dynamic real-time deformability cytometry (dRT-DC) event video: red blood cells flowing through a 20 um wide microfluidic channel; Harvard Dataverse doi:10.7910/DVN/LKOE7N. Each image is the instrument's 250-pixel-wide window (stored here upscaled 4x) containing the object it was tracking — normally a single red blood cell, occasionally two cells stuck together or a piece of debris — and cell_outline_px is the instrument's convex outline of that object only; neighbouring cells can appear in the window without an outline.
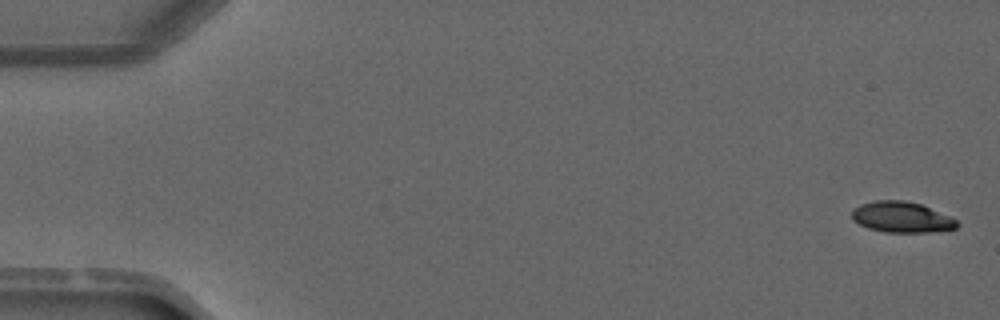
{"species": "common noctule bat (a hibernating species)", "species_latin": "Nyctalus noctula", "temperature_condition": "warm", "stored_images_in_passage": 4, "camera_frame_rate_fps": 3000, "um_per_image_px": 0.085, "animal": {"sex": "male", "forearm_length_mm": 52.5}, "frame": {"image": 1, "passage_image": 1, "time_ms": 0.0, "image_size_px": [1000, 320], "cell_outline_px": [[960, 224], [956, 228], [932, 232], [884, 232], [868, 228], [852, 220], [852, 208], [860, 204], [876, 200], [904, 200], [920, 204], [948, 216], [956, 220]], "centroid_in_image_um": [76.6, 18.46], "position_along_channel_um": 8.4, "area_um2": 18.79}}